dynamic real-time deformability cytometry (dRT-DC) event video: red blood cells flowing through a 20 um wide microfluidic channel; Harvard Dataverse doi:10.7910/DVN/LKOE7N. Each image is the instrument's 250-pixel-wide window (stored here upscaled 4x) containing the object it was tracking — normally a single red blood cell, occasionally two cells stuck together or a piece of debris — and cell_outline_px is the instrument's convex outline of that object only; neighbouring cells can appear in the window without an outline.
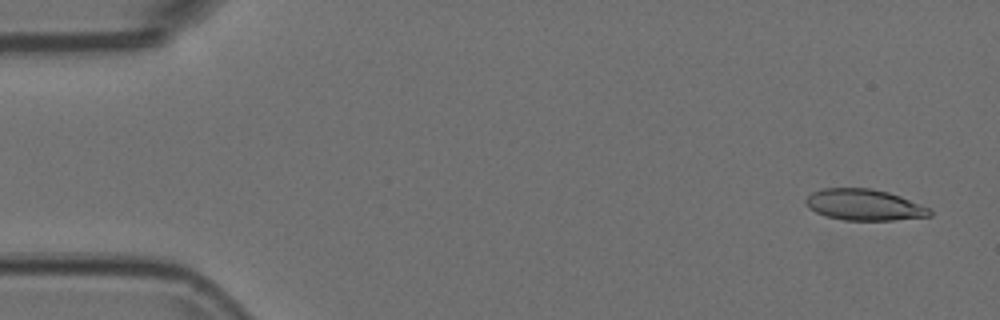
{"species": "Egyptian fruit bat (a non-hibernating species)", "species_latin": "Rousettus aegyptiacus", "temperature_condition": "room temperature", "stored_images_in_passage": 54, "camera_frame_rate_fps": 3000, "um_per_image_px": 0.085, "animal": {"sex": "female"}, "frame": {"image": 1, "passage_image": 3, "time_ms": 0.667, "image_size_px": [1000, 320], "cell_outline_px": [[932, 216], [892, 220], [844, 220], [828, 216], [816, 212], [808, 208], [804, 200], [812, 192], [824, 188], [872, 188], [888, 192], [900, 196], [928, 208], [932, 212]], "centroid_in_image_um": [73.43, 17.4], "position_along_channel_um": 11.6, "area_um2": 22.37}}
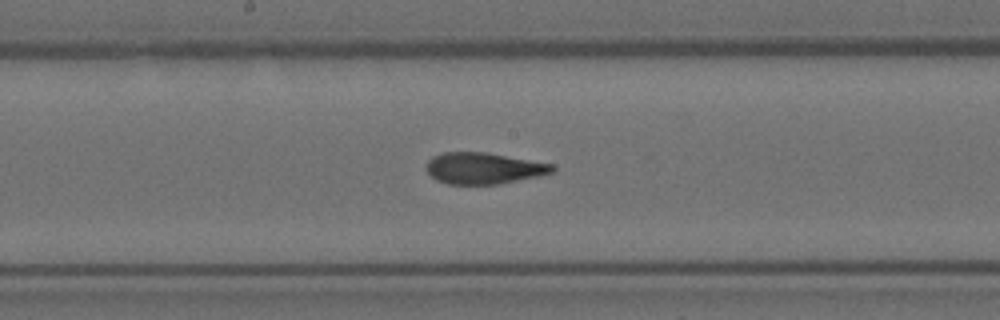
{"frame": {"image": 2, "passage_image": 28, "time_ms": 9.0, "image_size_px": [1000, 320], "cell_outline_px": [[556, 168], [552, 172], [540, 176], [500, 184], [448, 184], [436, 180], [428, 172], [428, 160], [432, 156], [444, 152], [488, 152], [552, 164]], "centroid_in_image_um": [41.13, 14.3], "position_along_channel_um": 207.1, "area_um2": 23.0}}
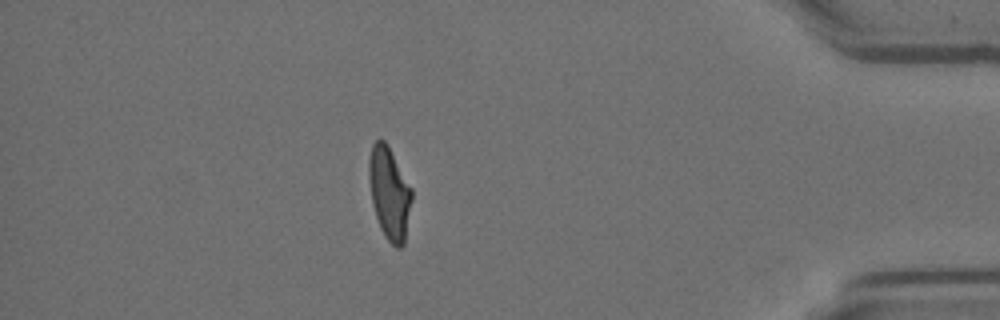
{"frame": {"image": 3, "passage_image": 47, "time_ms": 15.333, "image_size_px": [1000, 320], "cell_outline_px": [[412, 200], [404, 244], [400, 248], [396, 248], [384, 236], [380, 228], [372, 204], [368, 176], [368, 160], [372, 144], [376, 140], [384, 140], [388, 144], [412, 188]], "centroid_in_image_um": [33.09, 16.4], "position_along_channel_um": 402.1, "area_um2": 23.29}}